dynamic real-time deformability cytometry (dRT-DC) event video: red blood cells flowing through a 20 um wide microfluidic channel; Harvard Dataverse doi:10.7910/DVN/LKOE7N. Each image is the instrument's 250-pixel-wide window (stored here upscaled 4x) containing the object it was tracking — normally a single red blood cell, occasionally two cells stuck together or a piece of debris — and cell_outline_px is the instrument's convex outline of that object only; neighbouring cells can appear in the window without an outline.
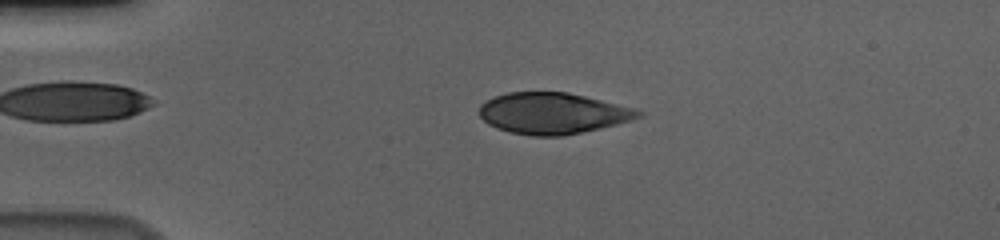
{"species": "human", "species_latin": "Homo sapiens", "temperature_condition": "cold", "stored_images_in_passage": 55, "camera_frame_rate_fps": 3000, "um_per_image_px": 0.085, "donor": {"sex": "male"}, "frame": {"image": 1, "passage_image": 12, "time_ms": 3.667, "image_size_px": [1000, 240], "cell_outline_px": [[644, 116], [616, 124], [600, 128], [564, 136], [532, 136], [512, 132], [496, 128], [488, 124], [480, 116], [480, 104], [496, 96], [508, 92], [568, 92], [636, 108], [644, 112]], "centroid_in_image_um": [47.01, 9.63], "position_along_channel_um": 38.0, "area_um2": 38.15}}
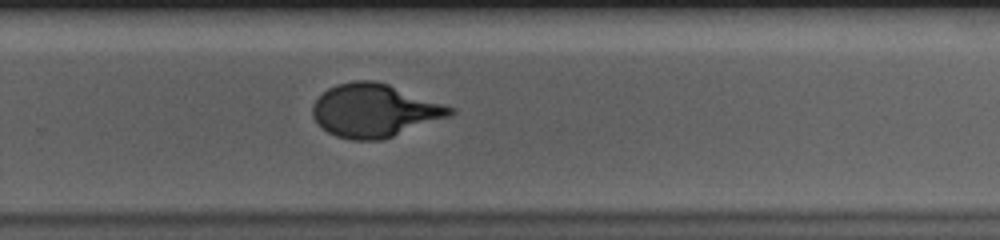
{"frame": {"image": 2, "passage_image": 37, "time_ms": 12.0, "image_size_px": [1000, 240], "cell_outline_px": [[456, 112], [452, 116], [384, 140], [352, 140], [336, 136], [328, 132], [312, 116], [312, 104], [328, 88], [336, 84], [356, 80], [372, 80], [388, 84], [456, 108]], "centroid_in_image_um": [31.87, 9.4], "position_along_channel_um": 297.9, "area_um2": 42.77}}
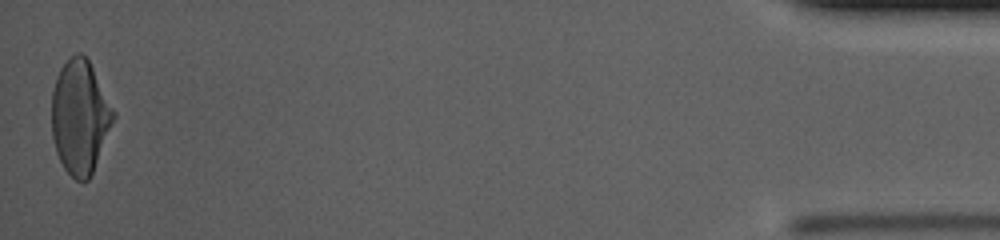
{"frame": {"image": 3, "passage_image": 55, "time_ms": 18.0, "image_size_px": [1000, 240], "cell_outline_px": [[116, 116], [92, 172], [88, 180], [76, 180], [64, 168], [56, 152], [52, 136], [52, 92], [56, 76], [60, 68], [76, 52], [80, 52], [88, 60], [116, 112]], "centroid_in_image_um": [6.79, 9.93], "position_along_channel_um": 428.4, "area_um2": 40.58}, "authors_computed_cell_mechanics": {"area_um2": 41.2114, "velocity_mm_per_s": 3.6272, "shape_relaxation_time_tau1_ms": 4.6514, "shape_relaxation_time_tau2_ms": null, "deformation_change_tau1": 0.1907, "deformation_change_tau2": null}}